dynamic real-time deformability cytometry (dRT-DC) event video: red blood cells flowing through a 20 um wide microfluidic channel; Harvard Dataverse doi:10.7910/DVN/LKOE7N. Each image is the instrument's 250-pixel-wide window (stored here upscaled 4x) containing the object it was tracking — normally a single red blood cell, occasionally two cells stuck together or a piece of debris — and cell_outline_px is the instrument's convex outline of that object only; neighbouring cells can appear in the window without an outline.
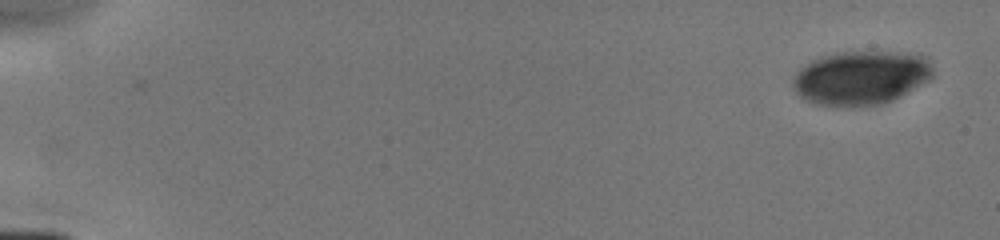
{"species": "human", "species_latin": "Homo sapiens", "temperature_condition": "cold", "stored_images_in_passage": 5, "camera_frame_rate_fps": 3000, "um_per_image_px": 0.085, "donor": {"sex": "male"}, "frame": {"image": 1, "passage_image": 1, "time_ms": 0.0, "image_size_px": [1000, 240], "cell_outline_px": [[932, 76], [928, 80], [900, 96], [884, 104], [852, 108], [836, 108], [816, 104], [804, 100], [792, 88], [792, 80], [796, 72], [804, 64], [820, 56], [836, 52], [908, 52], [916, 56], [928, 64], [932, 68]], "centroid_in_image_um": [73.06, 6.65], "position_along_channel_um": 11.9, "area_um2": 44.33}}
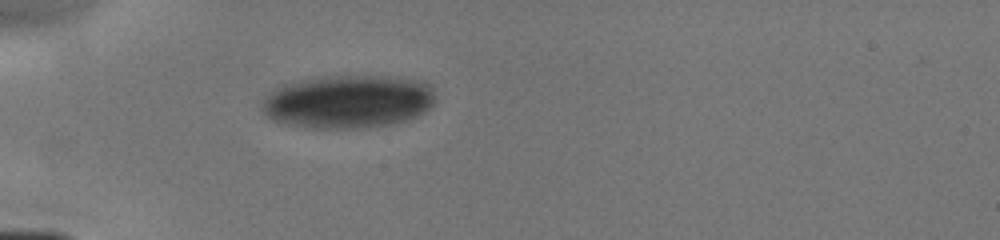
{"frame": {"image": 2, "passage_image": 5, "time_ms": 4.667, "image_size_px": [1000, 240], "cell_outline_px": [[436, 96], [432, 104], [424, 112], [416, 116], [392, 124], [364, 128], [312, 128], [284, 124], [268, 116], [260, 108], [260, 104], [276, 88], [284, 84], [300, 80], [324, 76], [396, 76], [424, 80], [432, 88]], "centroid_in_image_um": [29.63, 8.62], "position_along_channel_um": 55.4, "area_um2": 54.04}}